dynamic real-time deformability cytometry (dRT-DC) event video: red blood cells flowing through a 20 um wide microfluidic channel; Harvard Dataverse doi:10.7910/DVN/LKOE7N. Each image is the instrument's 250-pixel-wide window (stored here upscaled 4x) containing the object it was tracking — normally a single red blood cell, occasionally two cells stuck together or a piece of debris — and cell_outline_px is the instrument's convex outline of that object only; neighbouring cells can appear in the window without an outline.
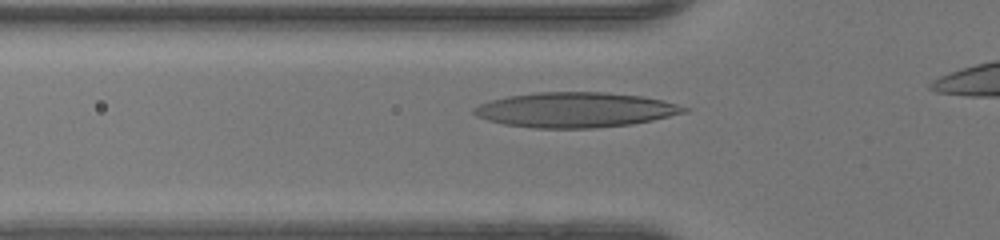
{"species": "human", "species_latin": "Homo sapiens", "temperature_condition": "warm", "stored_images_in_passage": 28, "camera_frame_rate_fps": 3000, "um_per_image_px": 0.085, "donor": {"sex": "female"}, "frame": {"image": 1, "passage_image": 5, "time_ms": 1.333, "image_size_px": [1000, 240], "cell_outline_px": [[688, 112], [652, 120], [632, 124], [596, 128], [532, 128], [504, 124], [488, 120], [476, 116], [472, 112], [472, 108], [480, 104], [492, 100], [508, 96], [536, 92], [604, 92], [644, 96], [664, 100], [688, 108]], "centroid_in_image_um": [48.91, 9.34], "position_along_channel_um": 76.9, "area_um2": 43.0}}
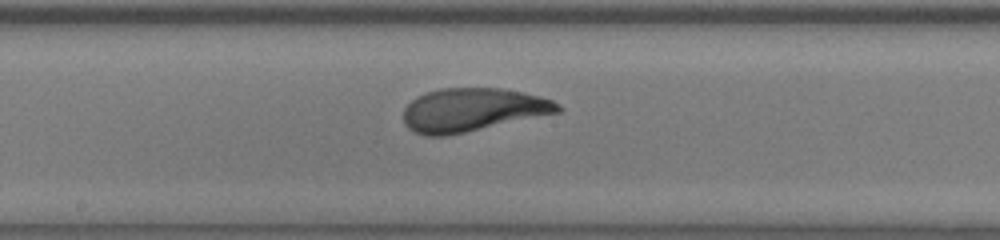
{"frame": {"image": 2, "passage_image": 14, "time_ms": 4.333, "image_size_px": [1000, 240], "cell_outline_px": [[564, 108], [560, 112], [448, 136], [424, 136], [408, 128], [404, 124], [404, 108], [416, 96], [424, 92], [440, 88], [500, 88], [540, 96], [552, 100], [560, 104]], "centroid_in_image_um": [40.15, 9.34], "position_along_channel_um": 208.0, "area_um2": 39.13}}
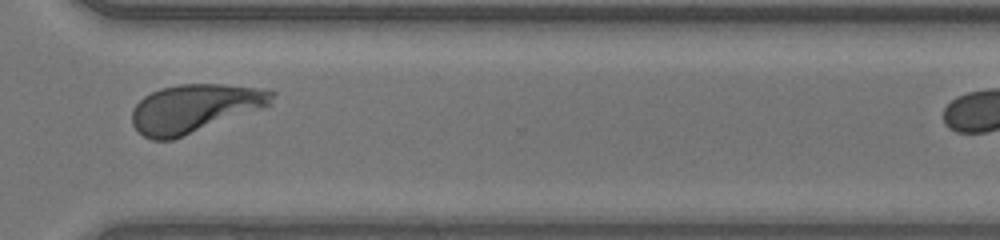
{"frame": {"image": 3, "passage_image": 24, "time_ms": 7.667, "image_size_px": [1000, 240], "cell_outline_px": [[276, 92], [272, 104], [264, 108], [172, 140], [152, 140], [144, 136], [132, 124], [132, 108], [144, 96], [160, 88], [180, 84], [224, 84], [260, 88]], "centroid_in_image_um": [16.56, 9.2], "position_along_channel_um": 354.0, "area_um2": 39.48}}